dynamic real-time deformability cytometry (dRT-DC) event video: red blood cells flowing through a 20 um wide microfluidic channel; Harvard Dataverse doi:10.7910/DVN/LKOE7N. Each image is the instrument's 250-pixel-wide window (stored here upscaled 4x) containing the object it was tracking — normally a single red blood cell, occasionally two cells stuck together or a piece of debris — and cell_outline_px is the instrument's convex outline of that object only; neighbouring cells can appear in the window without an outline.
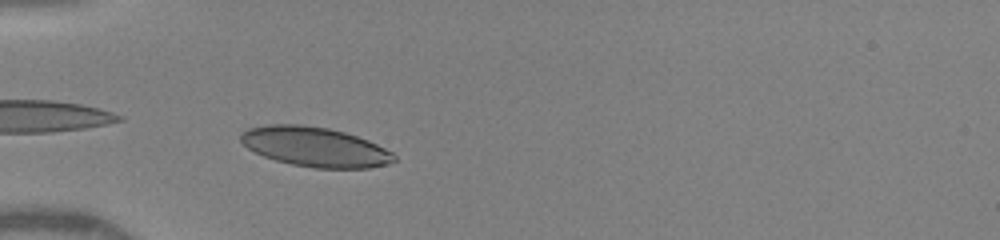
{"species": "human", "species_latin": "Homo sapiens", "temperature_condition": "warm", "stored_images_in_passage": 13, "camera_frame_rate_fps": 3000, "um_per_image_px": 0.085, "donor": {"sex": "female"}, "frame": {"image": 1, "passage_image": 11, "time_ms": 5.333, "image_size_px": [1000, 240], "cell_outline_px": [[396, 160], [384, 164], [368, 168], [316, 168], [292, 164], [276, 160], [264, 156], [248, 148], [240, 140], [240, 136], [248, 128], [268, 124], [300, 124], [328, 128], [344, 132], [368, 140], [392, 152], [396, 156]], "centroid_in_image_um": [26.76, 12.47], "position_along_channel_um": 58.2, "area_um2": 35.08}}
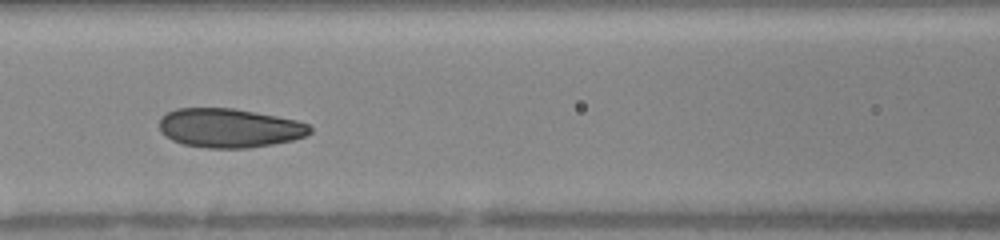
{"frame": {"image": 2, "passage_image": 13, "time_ms": 7.667, "image_size_px": [1000, 240], "cell_outline_px": [[312, 132], [304, 136], [292, 140], [272, 144], [248, 148], [208, 148], [184, 144], [172, 140], [160, 132], [160, 116], [176, 108], [232, 108], [256, 112], [296, 120], [308, 124], [312, 128]], "centroid_in_image_um": [19.48, 10.88], "position_along_channel_um": 147.1, "area_um2": 34.28}}